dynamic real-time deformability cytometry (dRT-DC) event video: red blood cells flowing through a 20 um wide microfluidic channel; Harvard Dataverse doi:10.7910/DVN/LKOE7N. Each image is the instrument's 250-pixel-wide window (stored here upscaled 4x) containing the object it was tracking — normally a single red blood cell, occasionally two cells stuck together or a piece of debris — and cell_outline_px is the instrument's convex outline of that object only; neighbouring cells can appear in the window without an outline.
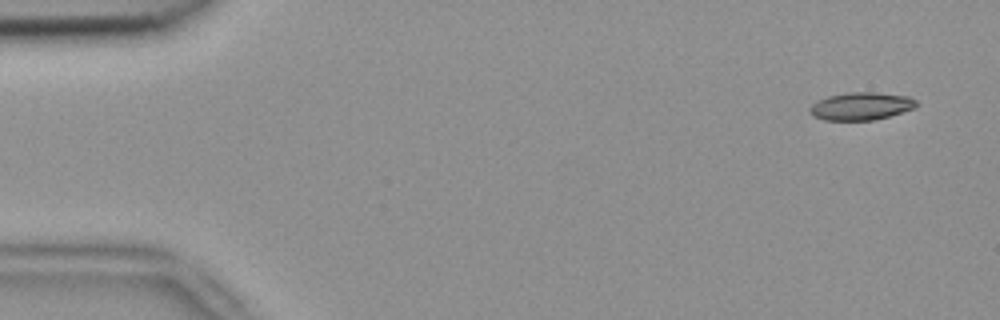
{"species": "common noctule bat (a hibernating species)", "species_latin": "Nyctalus noctula", "temperature_condition": "room temperature", "stored_images_in_passage": 7, "camera_frame_rate_fps": 3000, "um_per_image_px": 0.085, "animal": {"sex": "female", "body_mass_g": 18.4}, "frame": {"image": 1, "passage_image": 1, "time_ms": 0.0, "image_size_px": [1000, 320], "cell_outline_px": [[920, 104], [916, 108], [888, 116], [872, 120], [824, 120], [812, 116], [808, 112], [808, 108], [816, 100], [828, 96], [848, 92], [876, 92], [908, 96], [916, 100]], "centroid_in_image_um": [73.17, 9.02], "position_along_channel_um": 11.8, "area_um2": 17.46}}
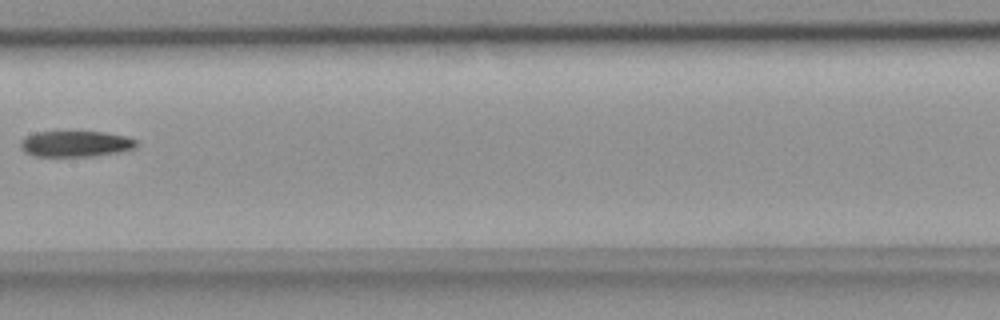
{"frame": {"image": 2, "passage_image": 5, "time_ms": 1.333, "image_size_px": [1000, 320], "cell_outline_px": [[136, 148], [120, 152], [92, 156], [36, 156], [24, 152], [20, 148], [20, 140], [36, 132], [104, 132], [124, 136], [136, 140]], "centroid_in_image_um": [6.41, 12.23], "position_along_channel_um": 201.0, "area_um2": 17.4}}
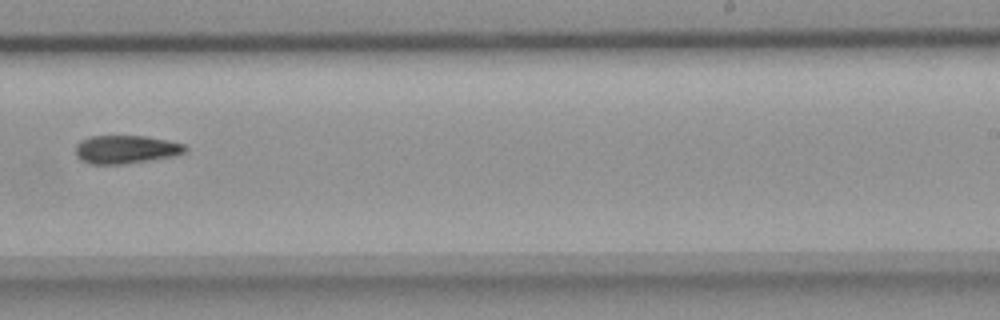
{"frame": {"image": 3, "passage_image": 7, "time_ms": 2.0, "image_size_px": [1000, 320], "cell_outline_px": [[188, 148], [184, 152], [176, 156], [124, 164], [88, 164], [80, 160], [76, 156], [76, 144], [80, 140], [92, 136], [144, 136], [168, 140], [184, 144]], "centroid_in_image_um": [10.69, 12.7], "position_along_channel_um": 278.3, "area_um2": 18.21}}